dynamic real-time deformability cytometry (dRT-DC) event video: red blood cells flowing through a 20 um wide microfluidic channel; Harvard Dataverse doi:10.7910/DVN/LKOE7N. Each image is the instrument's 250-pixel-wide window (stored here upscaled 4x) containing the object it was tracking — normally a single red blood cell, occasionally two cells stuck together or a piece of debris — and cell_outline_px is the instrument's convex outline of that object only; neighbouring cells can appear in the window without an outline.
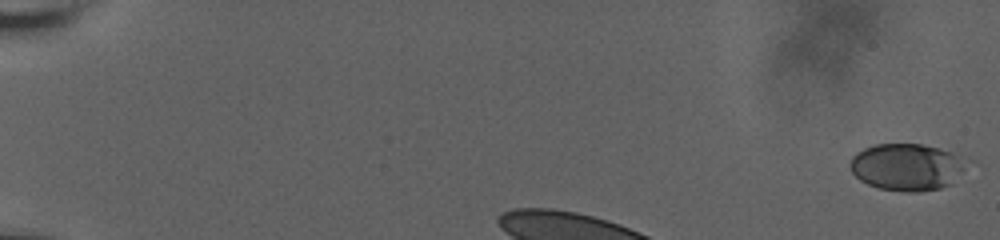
{"species": "human", "species_latin": "Homo sapiens", "temperature_condition": "room temperature", "stored_images_in_passage": 37, "camera_frame_rate_fps": 3000, "um_per_image_px": 0.085, "donor": {"sex": "male"}, "frame": {"image": 1, "passage_image": 1, "time_ms": 0.0, "image_size_px": [1000, 240], "cell_outline_px": [[968, 164], [952, 184], [940, 188], [920, 192], [908, 192], [880, 188], [868, 184], [860, 180], [852, 172], [848, 164], [852, 156], [856, 152], [864, 148], [876, 144], [920, 144], [952, 152], [964, 160]], "centroid_in_image_um": [77.06, 14.2], "position_along_channel_um": 7.9, "area_um2": 31.85}}
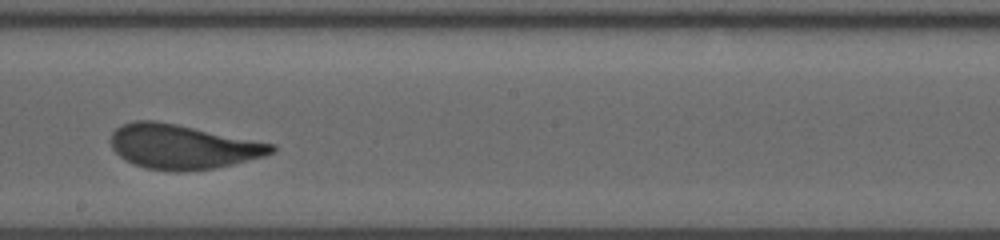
{"frame": {"image": 2, "passage_image": 23, "time_ms": 7.333, "image_size_px": [1000, 240], "cell_outline_px": [[276, 148], [272, 152], [264, 156], [216, 168], [184, 172], [176, 172], [144, 168], [132, 164], [124, 160], [112, 148], [112, 132], [116, 128], [124, 124], [136, 120], [156, 120], [276, 144]], "centroid_in_image_um": [15.51, 12.48], "position_along_channel_um": 232.7, "area_um2": 41.67}}
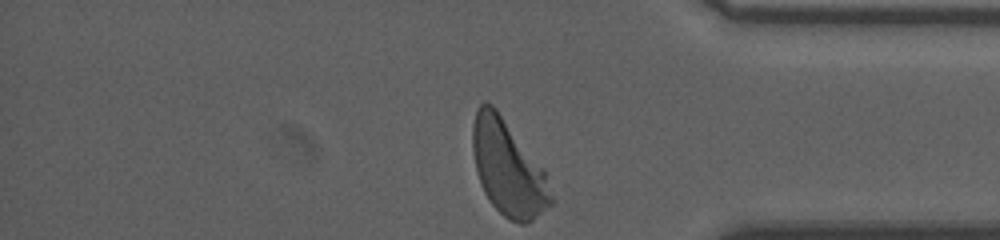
{"frame": {"image": 3, "passage_image": 37, "time_ms": 12.0, "image_size_px": [1000, 240], "cell_outline_px": [[556, 200], [552, 204], [532, 220], [524, 224], [520, 224], [508, 220], [492, 204], [484, 192], [480, 184], [476, 172], [472, 152], [472, 124], [476, 108], [484, 100], [492, 104], [496, 108], [544, 168]], "centroid_in_image_um": [43.19, 14.28], "position_along_channel_um": 392.0, "area_um2": 44.1}, "authors_computed_cell_mechanics": {"area_um2": 41.2114, "velocity_mm_per_s": 3.6766, "shape_relaxation_time_tau1_ms": 5.6403, "shape_relaxation_time_tau2_ms": null, "deformation_change_tau1": 0.2112, "deformation_change_tau2": null}}